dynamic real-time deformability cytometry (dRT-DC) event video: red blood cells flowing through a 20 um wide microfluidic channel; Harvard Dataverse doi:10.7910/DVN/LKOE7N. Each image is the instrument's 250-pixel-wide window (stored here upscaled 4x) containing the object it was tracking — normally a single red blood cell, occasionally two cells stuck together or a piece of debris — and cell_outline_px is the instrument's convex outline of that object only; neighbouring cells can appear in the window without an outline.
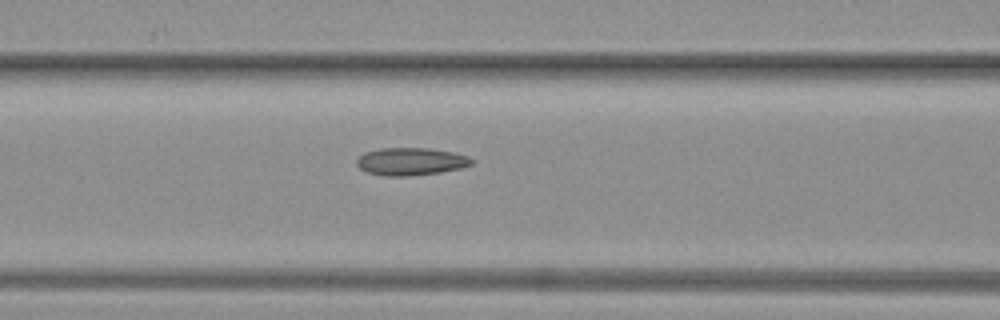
{"species": "common noctule bat (a hibernating species)", "species_latin": "Nyctalus noctula", "temperature_condition": "warm", "stored_images_in_passage": 18, "camera_frame_rate_fps": 3000, "um_per_image_px": 0.085, "animal": {"sex": "female", "body_mass_g": 19.3, "forearm_length_mm": 54.1}, "frame": {"image": 1, "passage_image": 11, "time_ms": 3.333, "image_size_px": [1000, 320], "cell_outline_px": [[476, 160], [472, 164], [460, 168], [440, 172], [408, 176], [384, 176], [368, 172], [360, 168], [356, 164], [356, 160], [364, 152], [380, 148], [428, 148], [456, 152], [468, 156]], "centroid_in_image_um": [34.94, 13.72], "position_along_channel_um": 131.7, "area_um2": 18.61}}
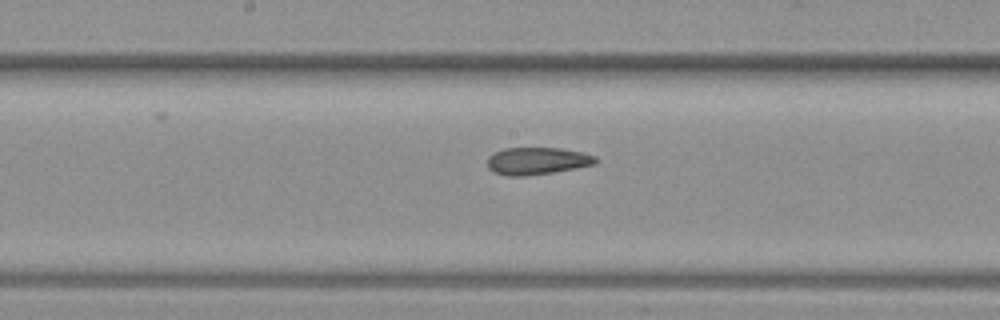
{"frame": {"image": 2, "passage_image": 16, "time_ms": 5.0, "image_size_px": [1000, 320], "cell_outline_px": [[600, 160], [596, 164], [576, 168], [552, 172], [524, 176], [504, 176], [492, 172], [488, 168], [488, 156], [504, 148], [560, 148], [584, 152], [596, 156]], "centroid_in_image_um": [45.68, 13.68], "position_along_channel_um": 202.5, "area_um2": 17.4}}